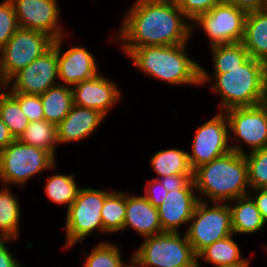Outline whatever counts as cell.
I'll list each match as a JSON object with an SVG mask.
<instances>
[{
    "label": "cell",
    "mask_w": 267,
    "mask_h": 267,
    "mask_svg": "<svg viewBox=\"0 0 267 267\" xmlns=\"http://www.w3.org/2000/svg\"><path fill=\"white\" fill-rule=\"evenodd\" d=\"M15 140L6 124L0 118V151Z\"/></svg>",
    "instance_id": "obj_41"
},
{
    "label": "cell",
    "mask_w": 267,
    "mask_h": 267,
    "mask_svg": "<svg viewBox=\"0 0 267 267\" xmlns=\"http://www.w3.org/2000/svg\"><path fill=\"white\" fill-rule=\"evenodd\" d=\"M121 267H144L142 262L132 253L129 256L128 260H124L121 264Z\"/></svg>",
    "instance_id": "obj_42"
},
{
    "label": "cell",
    "mask_w": 267,
    "mask_h": 267,
    "mask_svg": "<svg viewBox=\"0 0 267 267\" xmlns=\"http://www.w3.org/2000/svg\"><path fill=\"white\" fill-rule=\"evenodd\" d=\"M199 199L196 189L169 191L163 203L157 207L164 232H181L192 218Z\"/></svg>",
    "instance_id": "obj_18"
},
{
    "label": "cell",
    "mask_w": 267,
    "mask_h": 267,
    "mask_svg": "<svg viewBox=\"0 0 267 267\" xmlns=\"http://www.w3.org/2000/svg\"><path fill=\"white\" fill-rule=\"evenodd\" d=\"M10 1L14 7L19 28L44 32L54 40L69 35V30L63 28L65 26L61 21L63 18L59 0Z\"/></svg>",
    "instance_id": "obj_14"
},
{
    "label": "cell",
    "mask_w": 267,
    "mask_h": 267,
    "mask_svg": "<svg viewBox=\"0 0 267 267\" xmlns=\"http://www.w3.org/2000/svg\"><path fill=\"white\" fill-rule=\"evenodd\" d=\"M224 113L229 125L231 150L245 155L267 147V102L231 108Z\"/></svg>",
    "instance_id": "obj_9"
},
{
    "label": "cell",
    "mask_w": 267,
    "mask_h": 267,
    "mask_svg": "<svg viewBox=\"0 0 267 267\" xmlns=\"http://www.w3.org/2000/svg\"><path fill=\"white\" fill-rule=\"evenodd\" d=\"M156 177L154 179L179 174H193L187 150L170 147L152 154L149 161Z\"/></svg>",
    "instance_id": "obj_25"
},
{
    "label": "cell",
    "mask_w": 267,
    "mask_h": 267,
    "mask_svg": "<svg viewBox=\"0 0 267 267\" xmlns=\"http://www.w3.org/2000/svg\"><path fill=\"white\" fill-rule=\"evenodd\" d=\"M19 29L14 7L10 0L0 2V50Z\"/></svg>",
    "instance_id": "obj_33"
},
{
    "label": "cell",
    "mask_w": 267,
    "mask_h": 267,
    "mask_svg": "<svg viewBox=\"0 0 267 267\" xmlns=\"http://www.w3.org/2000/svg\"><path fill=\"white\" fill-rule=\"evenodd\" d=\"M246 16V11L224 1L192 22V38L199 29L207 37L208 47L242 42Z\"/></svg>",
    "instance_id": "obj_10"
},
{
    "label": "cell",
    "mask_w": 267,
    "mask_h": 267,
    "mask_svg": "<svg viewBox=\"0 0 267 267\" xmlns=\"http://www.w3.org/2000/svg\"><path fill=\"white\" fill-rule=\"evenodd\" d=\"M110 240H99V242L89 250V253L85 250L83 246V254L81 267H121L124 261L122 257L121 246Z\"/></svg>",
    "instance_id": "obj_30"
},
{
    "label": "cell",
    "mask_w": 267,
    "mask_h": 267,
    "mask_svg": "<svg viewBox=\"0 0 267 267\" xmlns=\"http://www.w3.org/2000/svg\"><path fill=\"white\" fill-rule=\"evenodd\" d=\"M19 142L28 144L50 153L56 160L57 149L60 147L57 140V125L44 120L30 121L25 131L17 138Z\"/></svg>",
    "instance_id": "obj_27"
},
{
    "label": "cell",
    "mask_w": 267,
    "mask_h": 267,
    "mask_svg": "<svg viewBox=\"0 0 267 267\" xmlns=\"http://www.w3.org/2000/svg\"><path fill=\"white\" fill-rule=\"evenodd\" d=\"M212 74H224L243 64L250 56L241 42L208 47Z\"/></svg>",
    "instance_id": "obj_29"
},
{
    "label": "cell",
    "mask_w": 267,
    "mask_h": 267,
    "mask_svg": "<svg viewBox=\"0 0 267 267\" xmlns=\"http://www.w3.org/2000/svg\"><path fill=\"white\" fill-rule=\"evenodd\" d=\"M106 117L98 110L73 105L68 115L57 125L60 146L87 140L100 128Z\"/></svg>",
    "instance_id": "obj_17"
},
{
    "label": "cell",
    "mask_w": 267,
    "mask_h": 267,
    "mask_svg": "<svg viewBox=\"0 0 267 267\" xmlns=\"http://www.w3.org/2000/svg\"><path fill=\"white\" fill-rule=\"evenodd\" d=\"M112 191L82 186L76 200L66 210L64 229V245L62 250L75 248L83 244L85 238L92 234H103L101 210L106 196Z\"/></svg>",
    "instance_id": "obj_5"
},
{
    "label": "cell",
    "mask_w": 267,
    "mask_h": 267,
    "mask_svg": "<svg viewBox=\"0 0 267 267\" xmlns=\"http://www.w3.org/2000/svg\"><path fill=\"white\" fill-rule=\"evenodd\" d=\"M231 210L232 229L235 235L260 233L266 224L255 201L248 194L228 202ZM260 231V232H259Z\"/></svg>",
    "instance_id": "obj_21"
},
{
    "label": "cell",
    "mask_w": 267,
    "mask_h": 267,
    "mask_svg": "<svg viewBox=\"0 0 267 267\" xmlns=\"http://www.w3.org/2000/svg\"><path fill=\"white\" fill-rule=\"evenodd\" d=\"M207 85L218 95L219 112L262 104L267 102V64L249 57L224 74H211L201 64V87Z\"/></svg>",
    "instance_id": "obj_2"
},
{
    "label": "cell",
    "mask_w": 267,
    "mask_h": 267,
    "mask_svg": "<svg viewBox=\"0 0 267 267\" xmlns=\"http://www.w3.org/2000/svg\"><path fill=\"white\" fill-rule=\"evenodd\" d=\"M193 134L191 149H187L193 170L231 151L229 125L224 112L217 111L204 123L202 121Z\"/></svg>",
    "instance_id": "obj_12"
},
{
    "label": "cell",
    "mask_w": 267,
    "mask_h": 267,
    "mask_svg": "<svg viewBox=\"0 0 267 267\" xmlns=\"http://www.w3.org/2000/svg\"><path fill=\"white\" fill-rule=\"evenodd\" d=\"M188 43L171 46H144L126 57L144 76L173 86L200 87L201 63L188 53Z\"/></svg>",
    "instance_id": "obj_3"
},
{
    "label": "cell",
    "mask_w": 267,
    "mask_h": 267,
    "mask_svg": "<svg viewBox=\"0 0 267 267\" xmlns=\"http://www.w3.org/2000/svg\"><path fill=\"white\" fill-rule=\"evenodd\" d=\"M45 120L58 125L74 105L72 87L57 84L40 95Z\"/></svg>",
    "instance_id": "obj_26"
},
{
    "label": "cell",
    "mask_w": 267,
    "mask_h": 267,
    "mask_svg": "<svg viewBox=\"0 0 267 267\" xmlns=\"http://www.w3.org/2000/svg\"><path fill=\"white\" fill-rule=\"evenodd\" d=\"M16 241L18 242L20 240L0 239V267L24 266L23 264H21V261L18 260L17 256L15 254L13 255L12 250L9 247L12 243H16Z\"/></svg>",
    "instance_id": "obj_38"
},
{
    "label": "cell",
    "mask_w": 267,
    "mask_h": 267,
    "mask_svg": "<svg viewBox=\"0 0 267 267\" xmlns=\"http://www.w3.org/2000/svg\"><path fill=\"white\" fill-rule=\"evenodd\" d=\"M250 189L267 188V147L244 155Z\"/></svg>",
    "instance_id": "obj_32"
},
{
    "label": "cell",
    "mask_w": 267,
    "mask_h": 267,
    "mask_svg": "<svg viewBox=\"0 0 267 267\" xmlns=\"http://www.w3.org/2000/svg\"><path fill=\"white\" fill-rule=\"evenodd\" d=\"M198 199L228 203L249 194L245 156L233 150L193 170Z\"/></svg>",
    "instance_id": "obj_4"
},
{
    "label": "cell",
    "mask_w": 267,
    "mask_h": 267,
    "mask_svg": "<svg viewBox=\"0 0 267 267\" xmlns=\"http://www.w3.org/2000/svg\"><path fill=\"white\" fill-rule=\"evenodd\" d=\"M3 88V84L0 82V90Z\"/></svg>",
    "instance_id": "obj_45"
},
{
    "label": "cell",
    "mask_w": 267,
    "mask_h": 267,
    "mask_svg": "<svg viewBox=\"0 0 267 267\" xmlns=\"http://www.w3.org/2000/svg\"><path fill=\"white\" fill-rule=\"evenodd\" d=\"M143 190L144 197L155 207H159L169 191H167L164 186L154 178L146 180Z\"/></svg>",
    "instance_id": "obj_36"
},
{
    "label": "cell",
    "mask_w": 267,
    "mask_h": 267,
    "mask_svg": "<svg viewBox=\"0 0 267 267\" xmlns=\"http://www.w3.org/2000/svg\"><path fill=\"white\" fill-rule=\"evenodd\" d=\"M56 163L47 151L15 139L0 151V183L23 189L34 177L41 178V174L50 172Z\"/></svg>",
    "instance_id": "obj_6"
},
{
    "label": "cell",
    "mask_w": 267,
    "mask_h": 267,
    "mask_svg": "<svg viewBox=\"0 0 267 267\" xmlns=\"http://www.w3.org/2000/svg\"><path fill=\"white\" fill-rule=\"evenodd\" d=\"M184 232L196 255L217 240L232 235L231 210L228 203L199 200Z\"/></svg>",
    "instance_id": "obj_8"
},
{
    "label": "cell",
    "mask_w": 267,
    "mask_h": 267,
    "mask_svg": "<svg viewBox=\"0 0 267 267\" xmlns=\"http://www.w3.org/2000/svg\"><path fill=\"white\" fill-rule=\"evenodd\" d=\"M20 105L29 121L44 120L43 104L40 95L10 93Z\"/></svg>",
    "instance_id": "obj_34"
},
{
    "label": "cell",
    "mask_w": 267,
    "mask_h": 267,
    "mask_svg": "<svg viewBox=\"0 0 267 267\" xmlns=\"http://www.w3.org/2000/svg\"><path fill=\"white\" fill-rule=\"evenodd\" d=\"M182 233L164 232L143 238L133 253L144 267H196L197 255Z\"/></svg>",
    "instance_id": "obj_7"
},
{
    "label": "cell",
    "mask_w": 267,
    "mask_h": 267,
    "mask_svg": "<svg viewBox=\"0 0 267 267\" xmlns=\"http://www.w3.org/2000/svg\"><path fill=\"white\" fill-rule=\"evenodd\" d=\"M53 43L54 39L44 32L19 28L0 50V82L4 85L49 50Z\"/></svg>",
    "instance_id": "obj_11"
},
{
    "label": "cell",
    "mask_w": 267,
    "mask_h": 267,
    "mask_svg": "<svg viewBox=\"0 0 267 267\" xmlns=\"http://www.w3.org/2000/svg\"><path fill=\"white\" fill-rule=\"evenodd\" d=\"M0 118L17 139L29 125V120L19 102L3 87L0 90Z\"/></svg>",
    "instance_id": "obj_31"
},
{
    "label": "cell",
    "mask_w": 267,
    "mask_h": 267,
    "mask_svg": "<svg viewBox=\"0 0 267 267\" xmlns=\"http://www.w3.org/2000/svg\"><path fill=\"white\" fill-rule=\"evenodd\" d=\"M157 180L164 186L167 191L195 189L193 183V174L170 175L157 178Z\"/></svg>",
    "instance_id": "obj_37"
},
{
    "label": "cell",
    "mask_w": 267,
    "mask_h": 267,
    "mask_svg": "<svg viewBox=\"0 0 267 267\" xmlns=\"http://www.w3.org/2000/svg\"><path fill=\"white\" fill-rule=\"evenodd\" d=\"M198 267H203L201 264H197ZM251 265H214L212 267H250Z\"/></svg>",
    "instance_id": "obj_43"
},
{
    "label": "cell",
    "mask_w": 267,
    "mask_h": 267,
    "mask_svg": "<svg viewBox=\"0 0 267 267\" xmlns=\"http://www.w3.org/2000/svg\"><path fill=\"white\" fill-rule=\"evenodd\" d=\"M69 36L64 35L54 40L53 46L57 49L59 84L73 87L81 81L90 80L100 72L97 57L85 45H70L63 50L64 43Z\"/></svg>",
    "instance_id": "obj_15"
},
{
    "label": "cell",
    "mask_w": 267,
    "mask_h": 267,
    "mask_svg": "<svg viewBox=\"0 0 267 267\" xmlns=\"http://www.w3.org/2000/svg\"><path fill=\"white\" fill-rule=\"evenodd\" d=\"M263 249H264V251L266 252V255H267V244L263 245Z\"/></svg>",
    "instance_id": "obj_44"
},
{
    "label": "cell",
    "mask_w": 267,
    "mask_h": 267,
    "mask_svg": "<svg viewBox=\"0 0 267 267\" xmlns=\"http://www.w3.org/2000/svg\"><path fill=\"white\" fill-rule=\"evenodd\" d=\"M0 188V239L19 240L22 204L12 186L2 185Z\"/></svg>",
    "instance_id": "obj_23"
},
{
    "label": "cell",
    "mask_w": 267,
    "mask_h": 267,
    "mask_svg": "<svg viewBox=\"0 0 267 267\" xmlns=\"http://www.w3.org/2000/svg\"><path fill=\"white\" fill-rule=\"evenodd\" d=\"M126 217V189L112 190L105 198L101 218L103 223V235L121 233Z\"/></svg>",
    "instance_id": "obj_28"
},
{
    "label": "cell",
    "mask_w": 267,
    "mask_h": 267,
    "mask_svg": "<svg viewBox=\"0 0 267 267\" xmlns=\"http://www.w3.org/2000/svg\"><path fill=\"white\" fill-rule=\"evenodd\" d=\"M133 192L126 191V217L122 232L132 229L142 239L164 233L157 208L143 194Z\"/></svg>",
    "instance_id": "obj_19"
},
{
    "label": "cell",
    "mask_w": 267,
    "mask_h": 267,
    "mask_svg": "<svg viewBox=\"0 0 267 267\" xmlns=\"http://www.w3.org/2000/svg\"><path fill=\"white\" fill-rule=\"evenodd\" d=\"M58 163L51 167L50 176L46 177L44 192L51 203L57 206L65 207V211L71 206V204L76 200L81 186L79 182L76 181V174H65L58 173L57 171L53 174L52 172L56 170Z\"/></svg>",
    "instance_id": "obj_24"
},
{
    "label": "cell",
    "mask_w": 267,
    "mask_h": 267,
    "mask_svg": "<svg viewBox=\"0 0 267 267\" xmlns=\"http://www.w3.org/2000/svg\"><path fill=\"white\" fill-rule=\"evenodd\" d=\"M234 233L228 237L217 240L207 246L197 255V264L203 265H250L252 259L242 255L241 247ZM209 264V265H208Z\"/></svg>",
    "instance_id": "obj_20"
},
{
    "label": "cell",
    "mask_w": 267,
    "mask_h": 267,
    "mask_svg": "<svg viewBox=\"0 0 267 267\" xmlns=\"http://www.w3.org/2000/svg\"><path fill=\"white\" fill-rule=\"evenodd\" d=\"M247 13L267 8V0H225Z\"/></svg>",
    "instance_id": "obj_40"
},
{
    "label": "cell",
    "mask_w": 267,
    "mask_h": 267,
    "mask_svg": "<svg viewBox=\"0 0 267 267\" xmlns=\"http://www.w3.org/2000/svg\"><path fill=\"white\" fill-rule=\"evenodd\" d=\"M184 15L193 22L198 16L209 12L215 5L225 0H173Z\"/></svg>",
    "instance_id": "obj_35"
},
{
    "label": "cell",
    "mask_w": 267,
    "mask_h": 267,
    "mask_svg": "<svg viewBox=\"0 0 267 267\" xmlns=\"http://www.w3.org/2000/svg\"><path fill=\"white\" fill-rule=\"evenodd\" d=\"M59 84L57 49L52 46L27 67L14 74L3 87L9 93L42 95Z\"/></svg>",
    "instance_id": "obj_13"
},
{
    "label": "cell",
    "mask_w": 267,
    "mask_h": 267,
    "mask_svg": "<svg viewBox=\"0 0 267 267\" xmlns=\"http://www.w3.org/2000/svg\"><path fill=\"white\" fill-rule=\"evenodd\" d=\"M249 195L255 201L257 209L260 211L263 221L267 225V188L251 189Z\"/></svg>",
    "instance_id": "obj_39"
},
{
    "label": "cell",
    "mask_w": 267,
    "mask_h": 267,
    "mask_svg": "<svg viewBox=\"0 0 267 267\" xmlns=\"http://www.w3.org/2000/svg\"><path fill=\"white\" fill-rule=\"evenodd\" d=\"M74 105L98 110L106 118L123 98L120 85L102 72L72 87Z\"/></svg>",
    "instance_id": "obj_16"
},
{
    "label": "cell",
    "mask_w": 267,
    "mask_h": 267,
    "mask_svg": "<svg viewBox=\"0 0 267 267\" xmlns=\"http://www.w3.org/2000/svg\"><path fill=\"white\" fill-rule=\"evenodd\" d=\"M241 43L250 57L267 64V8L247 13Z\"/></svg>",
    "instance_id": "obj_22"
},
{
    "label": "cell",
    "mask_w": 267,
    "mask_h": 267,
    "mask_svg": "<svg viewBox=\"0 0 267 267\" xmlns=\"http://www.w3.org/2000/svg\"><path fill=\"white\" fill-rule=\"evenodd\" d=\"M123 14L119 28L106 40L118 44L125 56L135 48L181 45L192 39V22L173 0H134Z\"/></svg>",
    "instance_id": "obj_1"
}]
</instances>
